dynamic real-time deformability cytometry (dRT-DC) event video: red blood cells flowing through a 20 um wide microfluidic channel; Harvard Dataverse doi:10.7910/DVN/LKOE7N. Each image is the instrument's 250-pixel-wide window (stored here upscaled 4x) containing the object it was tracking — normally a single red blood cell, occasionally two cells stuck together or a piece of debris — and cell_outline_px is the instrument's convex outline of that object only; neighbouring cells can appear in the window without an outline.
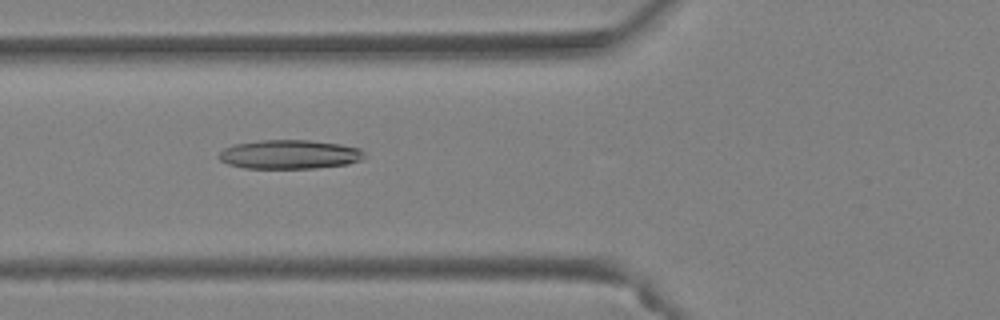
{"species": "Egyptian fruit bat (a non-hibernating species)", "species_latin": "Rousettus aegyptiacus", "temperature_condition": "warm", "stored_images_in_passage": 41, "camera_frame_rate_fps": 3000, "um_per_image_px": 0.085, "animal": {"sex": "female"}, "frame": {"image": 1, "passage_image": 12, "time_ms": 3.667, "image_size_px": [1000, 320], "cell_outline_px": [[368, 156], [360, 160], [348, 164], [316, 168], [244, 168], [228, 164], [220, 160], [216, 156], [224, 148], [232, 144], [260, 140], [308, 140], [340, 144], [360, 148]], "centroid_in_image_um": [24.61, 13.12], "position_along_channel_um": 101.2, "area_um2": 24.85}}
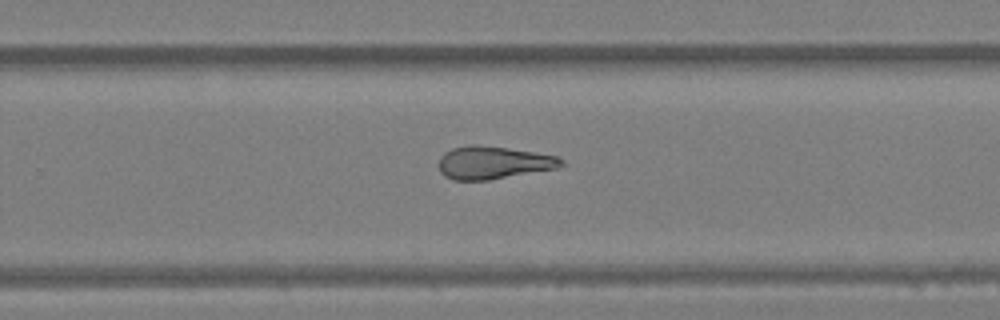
{"frame": {"image": 2, "passage_image": 25, "time_ms": 8.0, "image_size_px": [1000, 320], "cell_outline_px": [[564, 164], [556, 168], [488, 180], [452, 180], [444, 176], [440, 172], [440, 156], [444, 152], [452, 148], [468, 144], [476, 144], [508, 148], [556, 156], [564, 160]], "centroid_in_image_um": [41.88, 13.82], "position_along_channel_um": 287.9, "area_um2": 23.29}}
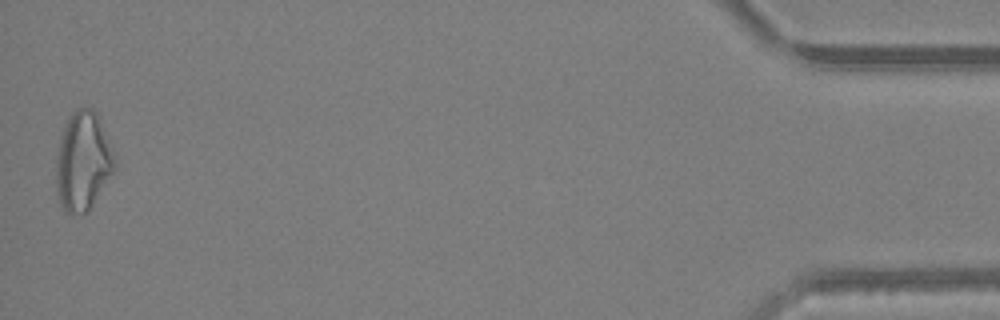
{"frame": {"image": 3, "passage_image": 41, "time_ms": 13.333, "image_size_px": [1000, 320], "cell_outline_px": [[116, 168], [88, 212], [64, 212], [60, 204], [56, 192], [56, 152], [60, 136], [64, 124], [68, 116], [76, 108], [92, 108], [100, 116], [116, 160]], "centroid_in_image_um": [7.04, 13.67], "position_along_channel_um": 428.2, "area_um2": 34.16}, "authors_computed_cell_mechanics": {"area_um2": 25.2008, "velocity_mm_per_s": 4.3104, "shape_relaxation_time_tau1_ms": null, "shape_relaxation_time_tau2_ms": 3.7844, "deformation_change_tau1": null, "deformation_change_tau2": 0.1609}}